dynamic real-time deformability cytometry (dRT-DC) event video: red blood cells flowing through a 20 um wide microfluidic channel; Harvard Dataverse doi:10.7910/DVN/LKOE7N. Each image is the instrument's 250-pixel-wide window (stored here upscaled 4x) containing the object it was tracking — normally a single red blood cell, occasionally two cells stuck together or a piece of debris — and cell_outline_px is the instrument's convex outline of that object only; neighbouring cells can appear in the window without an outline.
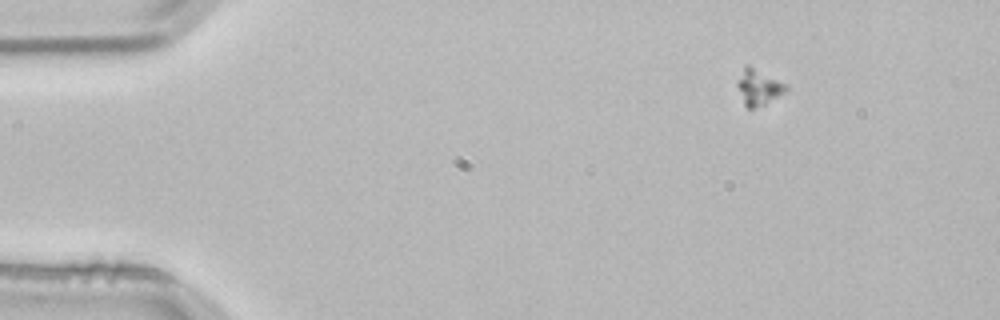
{"species": "common noctule bat (a hibernating species)", "species_latin": "Nyctalus noctula", "temperature_condition": "room temperature", "stored_images_in_passage": 4, "camera_frame_rate_fps": 3000, "um_per_image_px": 0.085, "animal": {"sex": "male", "body_mass_g": 21.5, "forearm_length_mm": 52.0}, "frame": {"image": 1, "passage_image": 2, "time_ms": 0.333, "image_size_px": [1000, 320], "cell_outline_px": [[788, 88], [784, 92], [764, 104], [752, 108], [748, 108], [744, 104], [736, 84], [744, 64], [748, 64], [788, 84]], "centroid_in_image_um": [64.47, 7.37], "position_along_channel_um": 20.5, "area_um2": 10.06}}